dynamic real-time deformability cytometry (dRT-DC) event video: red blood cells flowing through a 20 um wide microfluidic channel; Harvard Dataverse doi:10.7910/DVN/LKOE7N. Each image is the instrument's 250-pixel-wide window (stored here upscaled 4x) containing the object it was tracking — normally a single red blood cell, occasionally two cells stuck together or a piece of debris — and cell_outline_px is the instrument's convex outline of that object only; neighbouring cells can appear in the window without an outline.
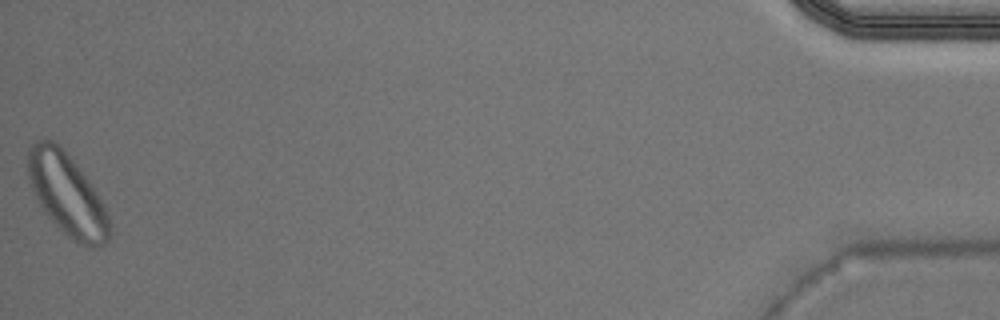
{"species": "Egyptian fruit bat (a non-hibernating species)", "species_latin": "Rousettus aegyptiacus", "temperature_condition": "warm", "stored_images_in_passage": 40, "camera_frame_rate_fps": 3000, "um_per_image_px": 0.085, "animal": {"sex": "male"}, "frame": {"image": 1, "passage_image": 40, "time_ms": 13.0, "image_size_px": [1000, 320], "cell_outline_px": [[112, 232], [108, 240], [104, 244], [92, 248], [84, 248], [72, 240], [44, 212], [32, 188], [28, 176], [28, 148], [32, 144], [40, 140], [52, 140], [72, 160], [92, 184], [104, 204], [112, 228]], "centroid_in_image_um": [5.74, 16.6], "position_along_channel_um": 429.5, "area_um2": 38.55}}